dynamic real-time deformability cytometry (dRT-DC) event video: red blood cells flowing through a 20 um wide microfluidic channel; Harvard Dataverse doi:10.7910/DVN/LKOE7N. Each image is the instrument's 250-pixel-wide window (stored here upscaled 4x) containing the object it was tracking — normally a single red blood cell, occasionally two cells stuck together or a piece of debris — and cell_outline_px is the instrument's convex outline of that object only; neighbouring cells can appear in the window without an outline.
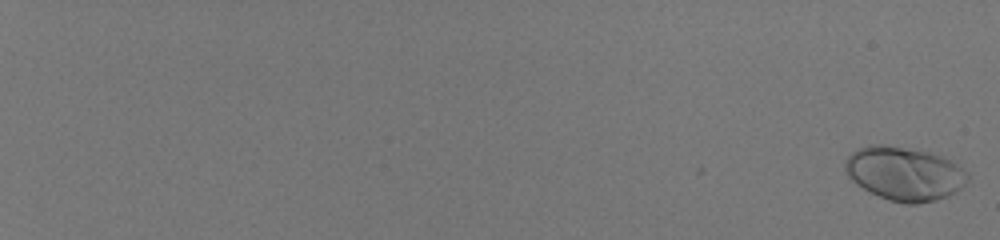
{"species": "human", "species_latin": "Homo sapiens", "temperature_condition": "room temperature", "stored_images_in_passage": 17, "camera_frame_rate_fps": 3000, "um_per_image_px": 0.085, "donor": {"sex": "male"}, "frame": {"image": 1, "passage_image": 1, "time_ms": 0.0, "image_size_px": [1000, 240], "cell_outline_px": [[968, 180], [956, 192], [948, 196], [936, 200], [916, 204], [908, 204], [888, 200], [864, 188], [852, 180], [848, 176], [844, 168], [844, 160], [852, 152], [868, 144], [880, 144], [928, 152], [940, 156], [956, 164], [968, 172]], "centroid_in_image_um": [76.86, 14.76], "position_along_channel_um": 8.1, "area_um2": 38.03}}